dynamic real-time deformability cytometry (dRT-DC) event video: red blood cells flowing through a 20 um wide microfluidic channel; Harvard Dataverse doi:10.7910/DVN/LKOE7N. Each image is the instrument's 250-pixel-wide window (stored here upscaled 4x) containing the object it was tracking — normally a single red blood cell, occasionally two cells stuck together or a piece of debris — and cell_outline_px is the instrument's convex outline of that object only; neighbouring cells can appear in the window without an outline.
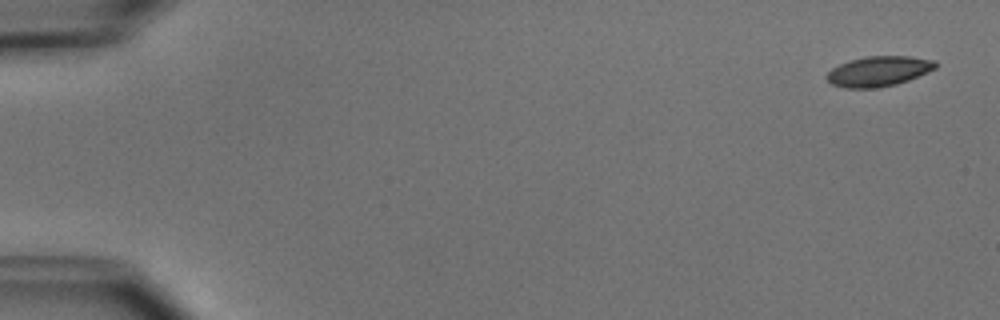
{"species": "common noctule bat (a hibernating species)", "species_latin": "Nyctalus noctula", "temperature_condition": "cold", "stored_images_in_passage": 4, "camera_frame_rate_fps": 3000, "um_per_image_px": 0.085, "animal": {"sex": "male", "body_mass_g": 15.6}, "frame": {"image": 1, "passage_image": 1, "time_ms": 0.0, "image_size_px": [1000, 320], "cell_outline_px": [[936, 68], [908, 80], [896, 84], [880, 88], [844, 88], [832, 84], [824, 76], [832, 68], [840, 64], [852, 60], [868, 56], [908, 56], [936, 60]], "centroid_in_image_um": [74.67, 6.06], "position_along_channel_um": 10.3, "area_um2": 19.02}}